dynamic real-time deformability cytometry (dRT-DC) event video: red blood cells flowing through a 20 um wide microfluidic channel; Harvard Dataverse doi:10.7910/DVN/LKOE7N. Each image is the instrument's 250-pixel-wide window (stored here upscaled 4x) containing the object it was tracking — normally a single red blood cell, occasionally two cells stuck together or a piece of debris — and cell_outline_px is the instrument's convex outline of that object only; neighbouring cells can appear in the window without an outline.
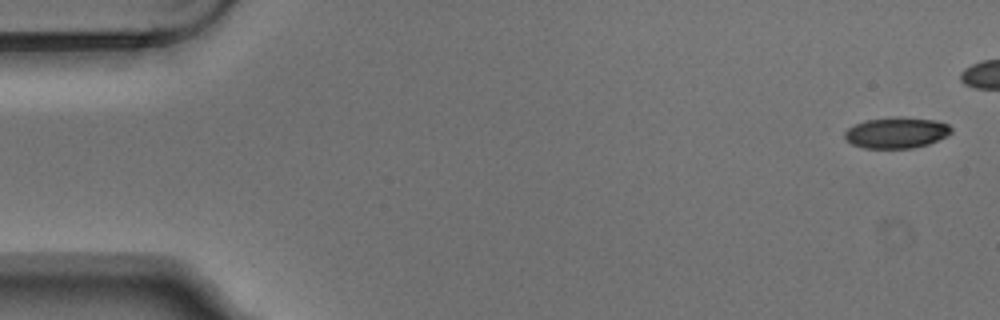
{"species": "Egyptian fruit bat (a non-hibernating species)", "species_latin": "Rousettus aegyptiacus", "temperature_condition": "warm", "stored_images_in_passage": 6, "camera_frame_rate_fps": 3000, "um_per_image_px": 0.085, "animal": {"sex": "male"}, "frame": {"image": 1, "passage_image": 1, "time_ms": 0.0, "image_size_px": [1000, 320], "cell_outline_px": [[952, 132], [948, 136], [928, 144], [912, 148], [864, 148], [852, 144], [844, 140], [844, 132], [848, 128], [864, 120], [892, 116], [900, 116], [936, 120], [948, 124], [952, 128]], "centroid_in_image_um": [76.2, 11.26], "position_along_channel_um": 8.8, "area_um2": 19.59}}
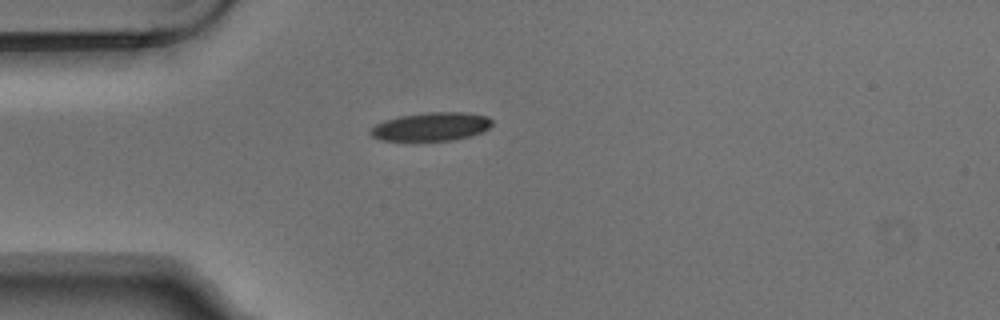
{"frame": {"image": 2, "passage_image": 6, "time_ms": 1.667, "image_size_px": [1000, 320], "cell_outline_px": [[492, 124], [488, 128], [472, 136], [452, 140], [380, 140], [372, 136], [368, 132], [376, 124], [384, 120], [400, 116], [428, 112], [464, 112], [488, 116], [492, 120]], "centroid_in_image_um": [36.66, 10.76], "position_along_channel_um": 48.3, "area_um2": 20.06}}